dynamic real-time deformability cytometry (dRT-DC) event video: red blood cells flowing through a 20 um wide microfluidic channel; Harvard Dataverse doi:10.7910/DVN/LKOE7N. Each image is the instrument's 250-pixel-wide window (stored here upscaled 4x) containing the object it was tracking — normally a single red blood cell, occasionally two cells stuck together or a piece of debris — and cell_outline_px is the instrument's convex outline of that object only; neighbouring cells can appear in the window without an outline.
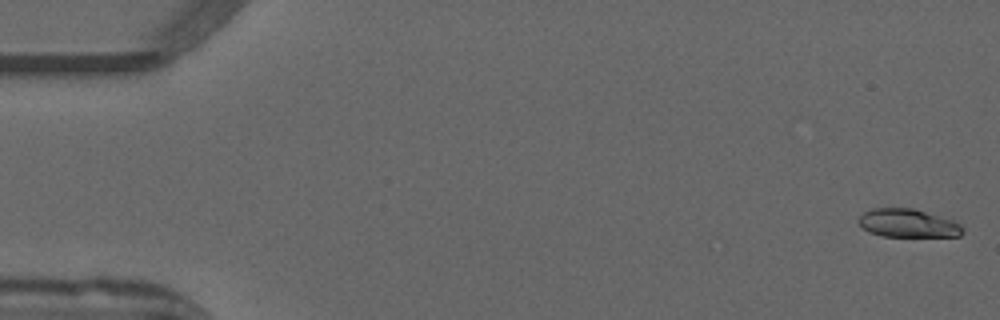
{"species": "common noctule bat (a hibernating species)", "species_latin": "Nyctalus noctula", "temperature_condition": "warm", "stored_images_in_passage": 43, "camera_frame_rate_fps": 3000, "um_per_image_px": 0.085, "animal": {"sex": "male", "forearm_length_mm": 52.5}, "frame": {"image": 1, "passage_image": 1, "time_ms": 0.0, "image_size_px": [1000, 320], "cell_outline_px": [[964, 232], [960, 236], [880, 236], [868, 232], [860, 224], [860, 216], [864, 212], [872, 208], [912, 208], [952, 220], [960, 224], [964, 228]], "centroid_in_image_um": [77.18, 18.98], "position_along_channel_um": 7.8, "area_um2": 16.99}}
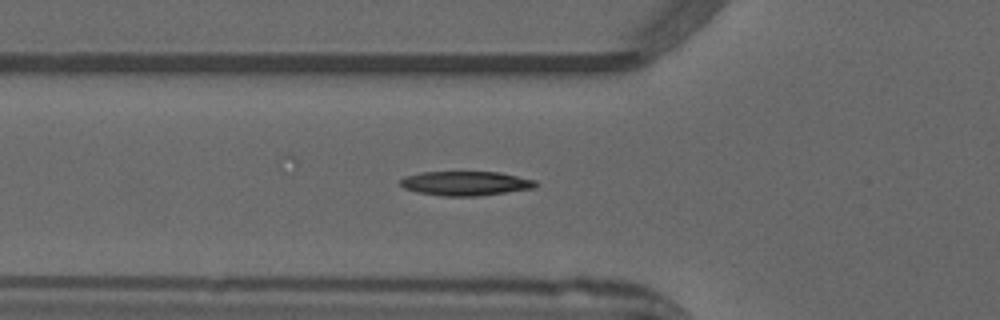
{"frame": {"image": 2, "passage_image": 18, "time_ms": 5.667, "image_size_px": [1000, 320], "cell_outline_px": [[536, 188], [476, 196], [444, 196], [416, 192], [404, 188], [400, 184], [400, 180], [404, 176], [420, 172], [500, 172], [536, 180]], "centroid_in_image_um": [39.56, 15.58], "position_along_channel_um": 86.2, "area_um2": 19.19}}
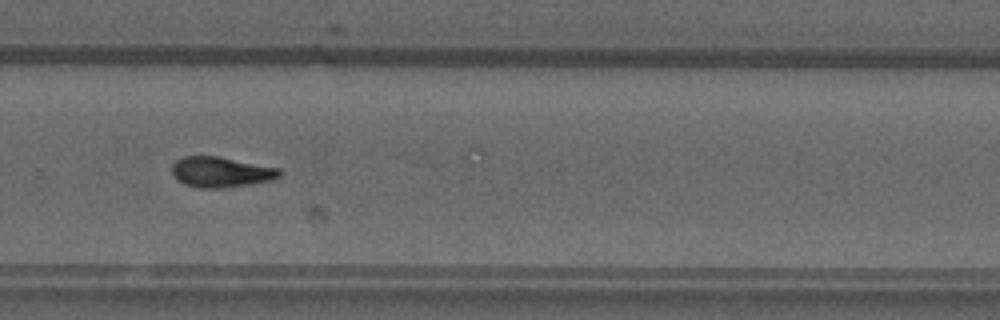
{"frame": {"image": 3, "passage_image": 35, "time_ms": 11.333, "image_size_px": [1000, 320], "cell_outline_px": [[280, 176], [272, 180], [220, 188], [200, 188], [184, 184], [172, 172], [172, 164], [176, 160], [184, 156], [220, 156], [280, 168]], "centroid_in_image_um": [18.78, 14.6], "position_along_channel_um": 311.0, "area_um2": 18.9}, "authors_computed_cell_mechanics": {"area_um2": 18.9006, "velocity_mm_per_s": 3.9637, "shape_relaxation_time_tau1_ms": null, "shape_relaxation_time_tau2_ms": 9.5392, "deformation_change_tau1": null, "deformation_change_tau2": 0.1895}}